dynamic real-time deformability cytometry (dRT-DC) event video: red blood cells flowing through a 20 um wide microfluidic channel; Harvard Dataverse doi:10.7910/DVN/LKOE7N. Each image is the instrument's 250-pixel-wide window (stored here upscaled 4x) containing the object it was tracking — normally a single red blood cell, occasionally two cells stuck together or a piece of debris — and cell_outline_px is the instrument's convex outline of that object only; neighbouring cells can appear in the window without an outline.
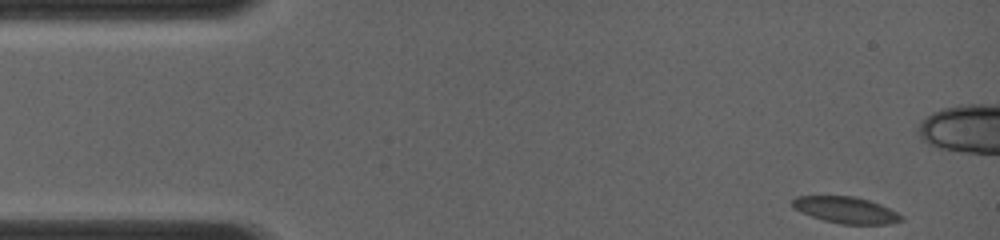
{"species": "common noctule bat (a hibernating species)", "species_latin": "Nyctalus noctula", "temperature_condition": "room temperature", "stored_images_in_passage": 40, "camera_frame_rate_fps": 4000, "um_per_image_px": 0.085, "animal": {"sex": "female", "body_mass_g": 19.0, "forearm_length_mm": 56.7}, "frame": {"image": 1, "passage_image": 1, "time_ms": 0.0, "image_size_px": [1000, 240], "cell_outline_px": [[904, 220], [888, 224], [844, 224], [824, 220], [800, 212], [792, 208], [792, 200], [796, 196], [856, 196], [880, 204], [904, 216]], "centroid_in_image_um": [71.9, 17.84], "position_along_channel_um": 13.1, "area_um2": 16.76}}
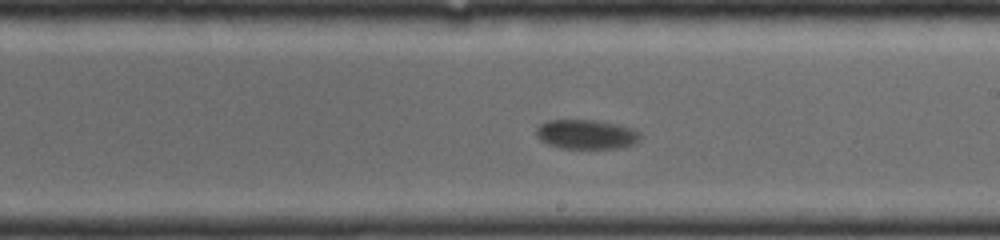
{"frame": {"image": 2, "passage_image": 19, "time_ms": 7.5, "image_size_px": [1000, 240], "cell_outline_px": [[640, 140], [632, 144], [616, 148], [560, 148], [548, 144], [540, 140], [536, 136], [536, 128], [540, 124], [548, 120], [596, 120], [616, 124], [632, 128], [640, 132]], "centroid_in_image_um": [49.81, 11.41], "position_along_channel_um": 239.2, "area_um2": 17.8}}
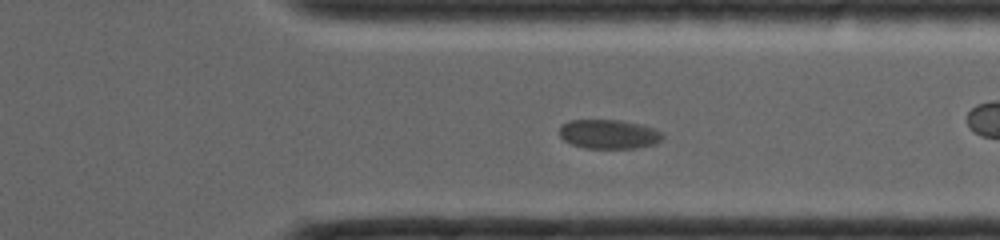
{"frame": {"image": 3, "passage_image": 28, "time_ms": 10.25, "image_size_px": [1000, 240], "cell_outline_px": [[664, 136], [656, 144], [636, 148], [584, 148], [572, 144], [564, 140], [560, 136], [560, 124], [568, 120], [620, 120], [640, 124], [664, 132]], "centroid_in_image_um": [51.75, 11.4], "position_along_channel_um": 359.6, "area_um2": 17.69}}